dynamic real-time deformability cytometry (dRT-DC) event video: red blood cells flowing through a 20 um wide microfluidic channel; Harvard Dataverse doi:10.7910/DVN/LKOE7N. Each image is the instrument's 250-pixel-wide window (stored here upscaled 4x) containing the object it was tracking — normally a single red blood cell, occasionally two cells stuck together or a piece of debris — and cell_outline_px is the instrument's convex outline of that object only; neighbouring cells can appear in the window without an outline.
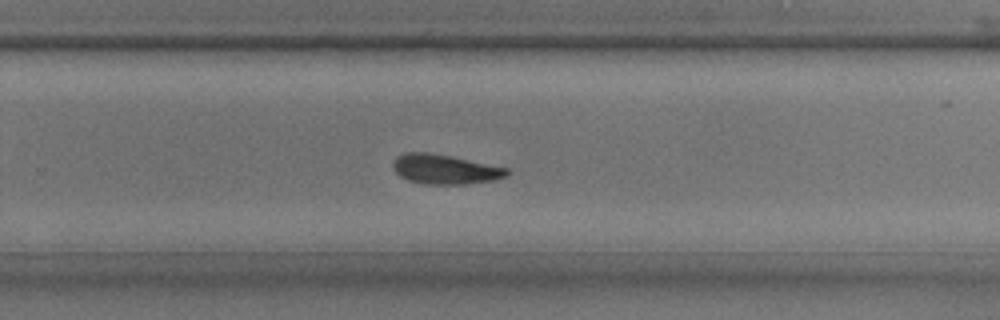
{"species": "common noctule bat (a hibernating species)", "species_latin": "Nyctalus noctula", "temperature_condition": "room temperature", "stored_images_in_passage": 28, "camera_frame_rate_fps": 3000, "um_per_image_px": 0.085, "animal": {"sex": "male", "body_mass_g": 17.9, "forearm_length_mm": 54.2}, "frame": {"image": 1, "passage_image": 16, "time_ms": 5.0, "image_size_px": [1000, 320], "cell_outline_px": [[512, 172], [504, 176], [492, 180], [464, 184], [424, 184], [408, 180], [400, 176], [392, 168], [392, 164], [396, 156], [404, 152], [428, 152], [452, 156], [508, 168]], "centroid_in_image_um": [37.78, 14.37], "position_along_channel_um": 292.0, "area_um2": 19.71}}
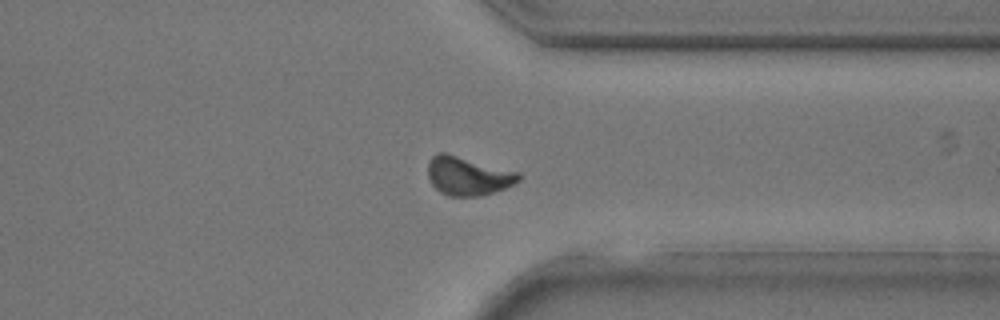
{"frame": {"image": 2, "passage_image": 20, "time_ms": 6.333, "image_size_px": [1000, 320], "cell_outline_px": [[520, 180], [504, 188], [492, 192], [476, 196], [448, 196], [440, 192], [432, 184], [428, 176], [428, 160], [436, 152], [444, 152], [520, 172]], "centroid_in_image_um": [39.74, 14.94], "position_along_channel_um": 371.7, "area_um2": 20.35}}